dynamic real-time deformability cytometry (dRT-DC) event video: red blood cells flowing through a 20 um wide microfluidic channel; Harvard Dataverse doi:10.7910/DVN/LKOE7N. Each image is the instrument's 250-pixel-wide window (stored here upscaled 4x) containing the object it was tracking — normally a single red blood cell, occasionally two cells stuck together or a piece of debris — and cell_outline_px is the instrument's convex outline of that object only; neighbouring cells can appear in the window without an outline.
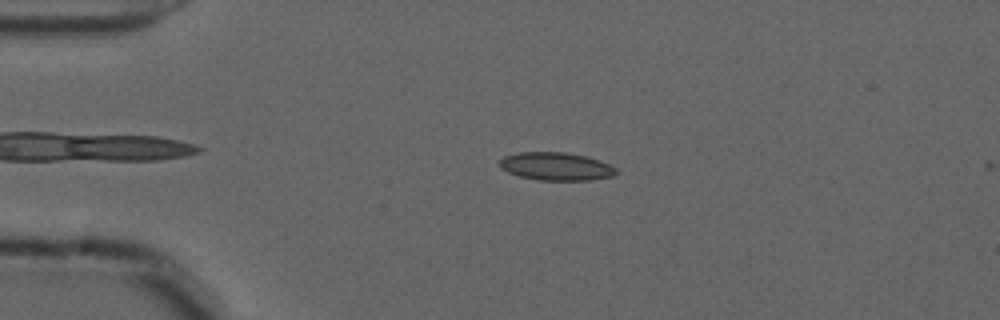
{"species": "common noctule bat (a hibernating species)", "species_latin": "Nyctalus noctula", "temperature_condition": "cold", "stored_images_in_passage": 12, "camera_frame_rate_fps": 3000, "um_per_image_px": 0.085, "animal": {"sex": "male", "forearm_length_mm": 52.5}, "frame": {"image": 1, "passage_image": 11, "time_ms": 3.333, "image_size_px": [1000, 320], "cell_outline_px": [[616, 172], [612, 176], [592, 180], [540, 180], [520, 176], [508, 172], [500, 168], [500, 160], [504, 156], [520, 152], [564, 152], [584, 156], [600, 160], [616, 168]], "centroid_in_image_um": [47.25, 14.14], "position_along_channel_um": 37.7, "area_um2": 18.84}}